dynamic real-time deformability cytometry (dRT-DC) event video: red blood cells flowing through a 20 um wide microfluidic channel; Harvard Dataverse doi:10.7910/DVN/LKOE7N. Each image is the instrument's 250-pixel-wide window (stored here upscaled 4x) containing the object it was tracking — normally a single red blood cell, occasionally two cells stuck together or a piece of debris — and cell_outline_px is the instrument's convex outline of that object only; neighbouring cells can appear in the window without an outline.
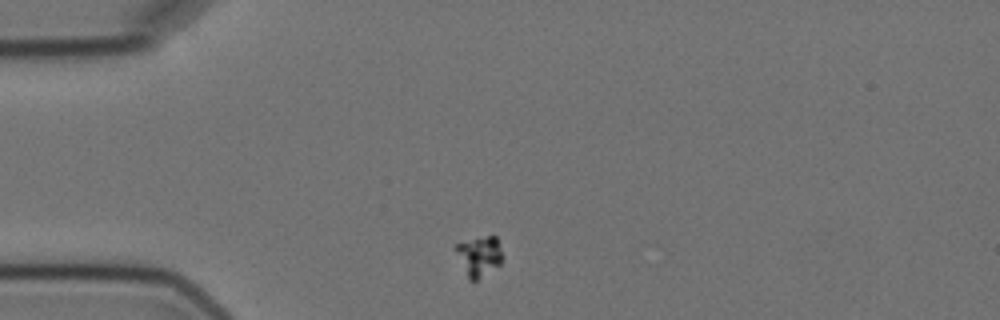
{"species": "Egyptian fruit bat (a non-hibernating species)", "species_latin": "Rousettus aegyptiacus", "temperature_condition": "cold", "stored_images_in_passage": 1, "camera_frame_rate_fps": 3000, "um_per_image_px": 0.085, "animal": {"sex": "female"}, "frame": {"image": 1, "passage_image": 1, "time_ms": 0.0, "image_size_px": [1000, 320], "cell_outline_px": [[500, 264], [476, 280], [468, 280], [452, 248], [456, 244], [488, 236], [496, 236], [500, 248]], "centroid_in_image_um": [40.65, 21.78], "position_along_channel_um": 44.4, "area_um2": 10.64}}